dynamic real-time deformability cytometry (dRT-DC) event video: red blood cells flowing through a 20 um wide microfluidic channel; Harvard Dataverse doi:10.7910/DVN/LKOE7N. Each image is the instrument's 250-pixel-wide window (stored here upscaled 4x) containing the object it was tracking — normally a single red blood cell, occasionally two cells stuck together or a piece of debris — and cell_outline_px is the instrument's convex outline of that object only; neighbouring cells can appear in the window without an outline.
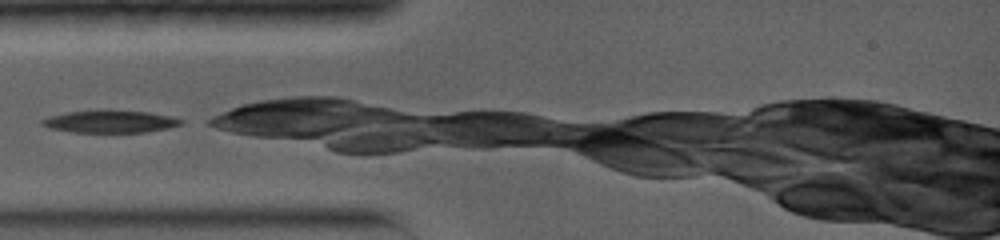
{"species": "common noctule bat (a hibernating species)", "species_latin": "Nyctalus noctula", "temperature_condition": "warm", "stored_images_in_passage": 34, "camera_frame_rate_fps": 5000, "um_per_image_px": 0.085, "animal": {"sex": "female", "body_mass_g": 19.0, "forearm_length_mm": 56.7}, "frame": {"image": 1, "passage_image": 1, "time_ms": 0.0, "image_size_px": [1000, 240], "cell_outline_px": [[184, 124], [168, 128], [148, 132], [72, 132], [48, 128], [40, 124], [40, 120], [48, 116], [64, 112], [100, 108], [108, 108], [148, 112], [172, 116], [184, 120]], "centroid_in_image_um": [9.34, 10.29], "position_along_channel_um": 75.7, "area_um2": 19.02}}
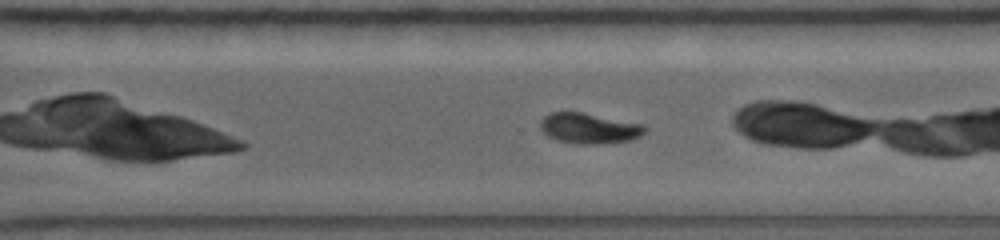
{"frame": {"image": 2, "passage_image": 20, "time_ms": 6.2, "image_size_px": [1000, 240], "cell_outline_px": [[648, 128], [640, 136], [632, 140], [596, 144], [580, 144], [556, 140], [548, 136], [540, 128], [540, 120], [548, 112], [584, 112], [644, 124]], "centroid_in_image_um": [50.08, 10.89], "position_along_channel_um": 320.5, "area_um2": 18.79}}